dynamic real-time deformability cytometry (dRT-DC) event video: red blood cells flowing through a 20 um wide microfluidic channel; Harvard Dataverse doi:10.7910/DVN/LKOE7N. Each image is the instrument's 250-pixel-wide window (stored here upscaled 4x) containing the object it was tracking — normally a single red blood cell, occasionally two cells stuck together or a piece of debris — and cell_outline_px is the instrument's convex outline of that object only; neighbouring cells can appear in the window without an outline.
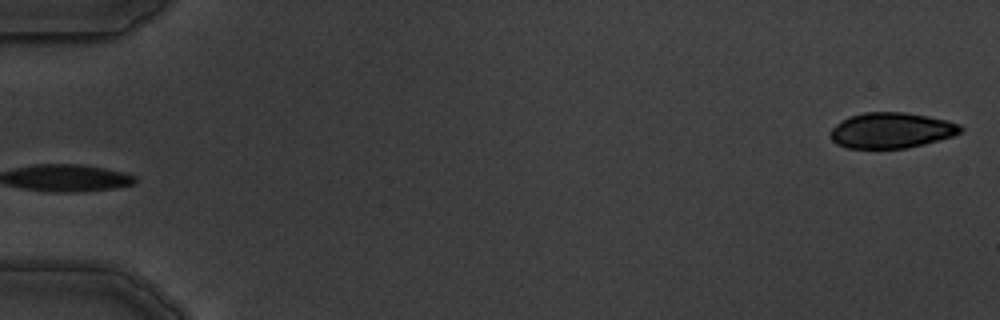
{"species": "common noctule bat (a hibernating species)", "species_latin": "Nyctalus noctula", "temperature_condition": "warm", "stored_images_in_passage": 3, "segment_of_instrument_passage": [2, 2], "camera_frame_rate_fps": 3000, "um_per_image_px": 0.085, "animal": {"sex": "male", "body_mass_g": 19.5, "forearm_length_mm": 54.6}, "frame": {"image": 1, "passage_image": 3, "time_ms": 3.0, "image_size_px": [1000, 320], "cell_outline_px": [[964, 128], [960, 132], [952, 136], [924, 144], [904, 148], [848, 148], [836, 144], [832, 140], [832, 128], [836, 124], [852, 116], [864, 112], [904, 112], [928, 116], [960, 124]], "centroid_in_image_um": [75.78, 11.08], "position_along_channel_um": 9.2, "area_um2": 26.65}}